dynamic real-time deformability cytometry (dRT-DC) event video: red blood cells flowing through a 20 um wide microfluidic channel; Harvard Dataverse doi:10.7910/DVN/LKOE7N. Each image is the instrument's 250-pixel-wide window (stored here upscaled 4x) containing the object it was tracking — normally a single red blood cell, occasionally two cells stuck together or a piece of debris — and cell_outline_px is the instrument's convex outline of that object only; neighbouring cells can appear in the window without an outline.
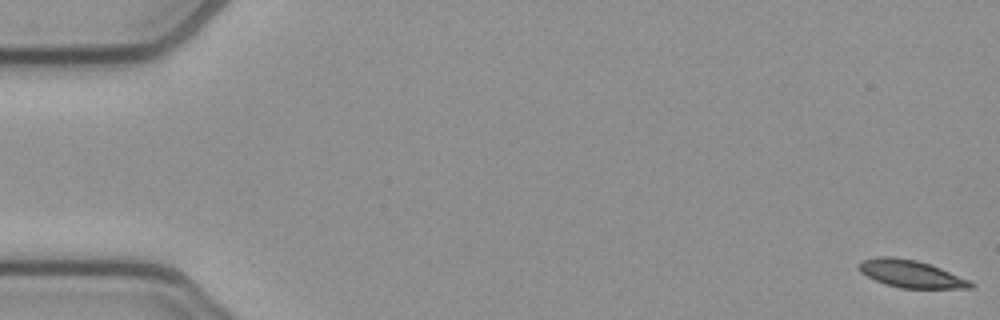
{"species": "common noctule bat (a hibernating species)", "species_latin": "Nyctalus noctula", "temperature_condition": "cold", "stored_images_in_passage": 54, "camera_frame_rate_fps": 3000, "um_per_image_px": 0.085, "animal": {"sex": "female", "body_mass_g": 21.9}, "frame": {"image": 1, "passage_image": 1, "time_ms": 0.0, "image_size_px": [1000, 320], "cell_outline_px": [[976, 288], [900, 288], [884, 284], [860, 272], [860, 260], [876, 256], [892, 256], [916, 260], [940, 268], [972, 280], [976, 284]], "centroid_in_image_um": [77.47, 23.28], "position_along_channel_um": 7.5, "area_um2": 17.98}}
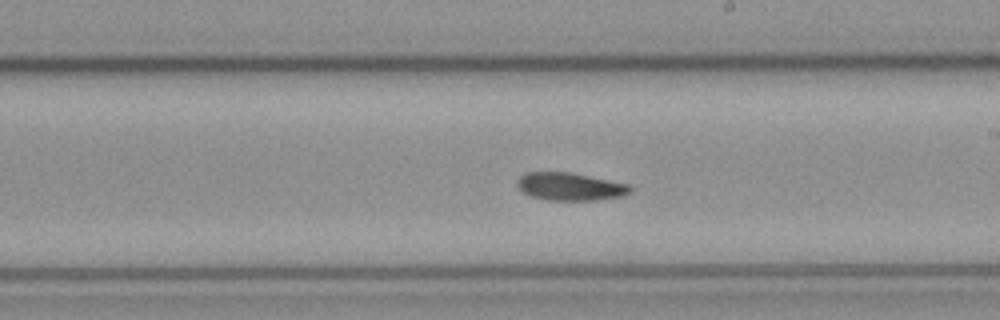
{"frame": {"image": 2, "passage_image": 31, "time_ms": 10.0, "image_size_px": [1000, 320], "cell_outline_px": [[632, 192], [624, 196], [596, 200], [548, 200], [532, 196], [520, 192], [516, 184], [516, 180], [524, 172], [572, 172], [632, 184]], "centroid_in_image_um": [48.48, 15.85], "position_along_channel_um": 240.5, "area_um2": 18.79}}
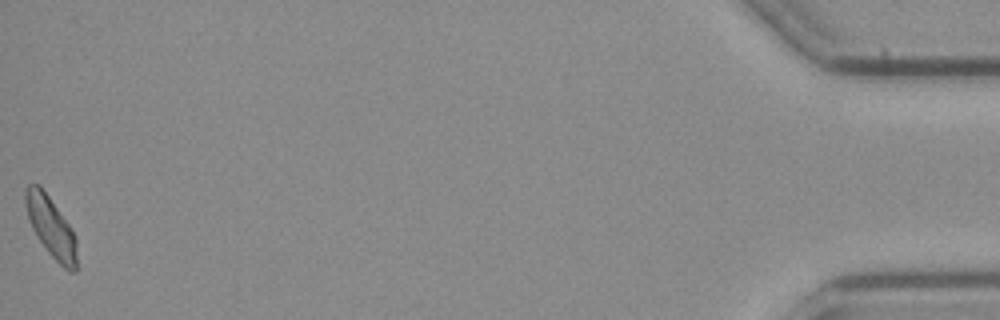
{"frame": {"image": 3, "passage_image": 54, "time_ms": 17.667, "image_size_px": [1000, 320], "cell_outline_px": [[76, 272], [68, 272], [48, 252], [36, 236], [32, 228], [28, 216], [24, 200], [24, 188], [28, 184], [40, 184], [68, 224], [76, 240]], "centroid_in_image_um": [4.3, 19.28], "position_along_channel_um": 430.9, "area_um2": 17.86}, "authors_computed_cell_mechanics": {"area_um2": 18.5538, "velocity_mm_per_s": 3.8265, "shape_relaxation_time_tau1_ms": 4.0001, "shape_relaxation_time_tau2_ms": null, "deformation_change_tau1": 0.111, "deformation_change_tau2": null}}